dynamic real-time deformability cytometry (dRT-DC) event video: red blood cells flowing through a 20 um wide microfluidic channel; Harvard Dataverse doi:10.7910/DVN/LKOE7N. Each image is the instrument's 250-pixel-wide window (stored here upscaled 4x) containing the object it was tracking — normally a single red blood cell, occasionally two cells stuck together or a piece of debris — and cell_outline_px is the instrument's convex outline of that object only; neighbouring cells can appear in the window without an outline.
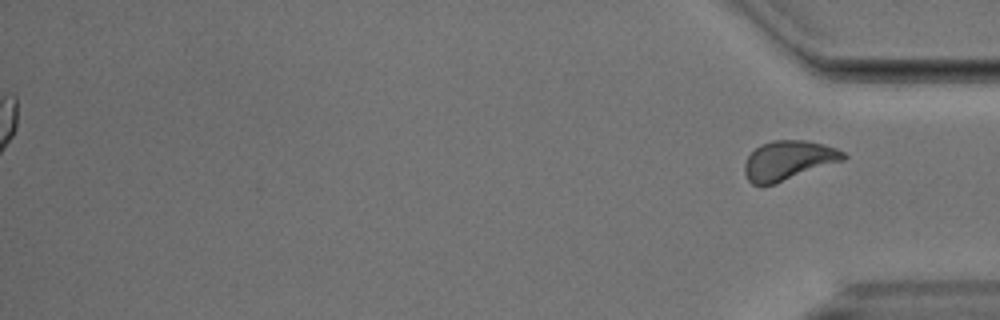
{"species": "Egyptian fruit bat (a non-hibernating species)", "species_latin": "Rousettus aegyptiacus", "temperature_condition": "cold", "stored_images_in_passage": 42, "segment_of_instrument_passage": [2, 2], "camera_frame_rate_fps": 3000, "um_per_image_px": 0.085, "animal": {"sex": "male"}, "frame": {"image": 1, "passage_image": 42, "time_ms": 13.667, "image_size_px": [1000, 320], "cell_outline_px": [[848, 156], [844, 160], [776, 184], [752, 184], [748, 180], [744, 172], [744, 164], [748, 156], [760, 144], [772, 140], [808, 140], [824, 144], [836, 148], [844, 152]], "centroid_in_image_um": [67.03, 13.62], "position_along_channel_um": 368.2, "area_um2": 22.77}}